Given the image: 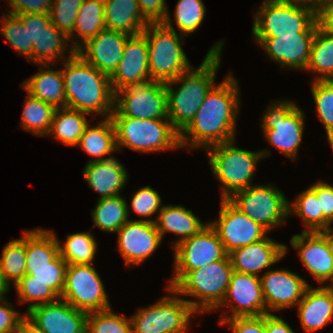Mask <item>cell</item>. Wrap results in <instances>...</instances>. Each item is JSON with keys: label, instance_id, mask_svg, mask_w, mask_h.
I'll use <instances>...</instances> for the list:
<instances>
[{"label": "cell", "instance_id": "obj_28", "mask_svg": "<svg viewBox=\"0 0 333 333\" xmlns=\"http://www.w3.org/2000/svg\"><path fill=\"white\" fill-rule=\"evenodd\" d=\"M157 231L163 240L166 233H174L180 237L173 242V247L179 242L197 234L207 223L193 214L192 210L181 205H163L155 219Z\"/></svg>", "mask_w": 333, "mask_h": 333}, {"label": "cell", "instance_id": "obj_50", "mask_svg": "<svg viewBox=\"0 0 333 333\" xmlns=\"http://www.w3.org/2000/svg\"><path fill=\"white\" fill-rule=\"evenodd\" d=\"M17 16L27 28L28 45H37L41 32L51 23L50 14L25 13Z\"/></svg>", "mask_w": 333, "mask_h": 333}, {"label": "cell", "instance_id": "obj_12", "mask_svg": "<svg viewBox=\"0 0 333 333\" xmlns=\"http://www.w3.org/2000/svg\"><path fill=\"white\" fill-rule=\"evenodd\" d=\"M174 273L167 287L172 288L188 271L224 259L228 253L215 229L207 223L197 234L173 247Z\"/></svg>", "mask_w": 333, "mask_h": 333}, {"label": "cell", "instance_id": "obj_31", "mask_svg": "<svg viewBox=\"0 0 333 333\" xmlns=\"http://www.w3.org/2000/svg\"><path fill=\"white\" fill-rule=\"evenodd\" d=\"M104 15V0H83L76 18L74 34L68 37L70 41V39H73V35H76L71 45L75 52L89 39L94 38L106 29Z\"/></svg>", "mask_w": 333, "mask_h": 333}, {"label": "cell", "instance_id": "obj_11", "mask_svg": "<svg viewBox=\"0 0 333 333\" xmlns=\"http://www.w3.org/2000/svg\"><path fill=\"white\" fill-rule=\"evenodd\" d=\"M239 211L271 231L281 226L289 215V201L273 185L254 184L237 191L228 199Z\"/></svg>", "mask_w": 333, "mask_h": 333}, {"label": "cell", "instance_id": "obj_59", "mask_svg": "<svg viewBox=\"0 0 333 333\" xmlns=\"http://www.w3.org/2000/svg\"><path fill=\"white\" fill-rule=\"evenodd\" d=\"M319 233L325 238L329 246L331 256L333 257V230L331 226H329L327 229L319 231Z\"/></svg>", "mask_w": 333, "mask_h": 333}, {"label": "cell", "instance_id": "obj_26", "mask_svg": "<svg viewBox=\"0 0 333 333\" xmlns=\"http://www.w3.org/2000/svg\"><path fill=\"white\" fill-rule=\"evenodd\" d=\"M127 169L116 157L89 162L83 168L84 180L88 186L99 193V198L117 196L128 181Z\"/></svg>", "mask_w": 333, "mask_h": 333}, {"label": "cell", "instance_id": "obj_51", "mask_svg": "<svg viewBox=\"0 0 333 333\" xmlns=\"http://www.w3.org/2000/svg\"><path fill=\"white\" fill-rule=\"evenodd\" d=\"M219 324H229L232 333H265V315L233 317L225 319Z\"/></svg>", "mask_w": 333, "mask_h": 333}, {"label": "cell", "instance_id": "obj_5", "mask_svg": "<svg viewBox=\"0 0 333 333\" xmlns=\"http://www.w3.org/2000/svg\"><path fill=\"white\" fill-rule=\"evenodd\" d=\"M205 151L215 178L223 186L221 199H229L237 191L253 186L256 165L270 154L267 149L250 151L237 148L235 140L210 146Z\"/></svg>", "mask_w": 333, "mask_h": 333}, {"label": "cell", "instance_id": "obj_3", "mask_svg": "<svg viewBox=\"0 0 333 333\" xmlns=\"http://www.w3.org/2000/svg\"><path fill=\"white\" fill-rule=\"evenodd\" d=\"M63 61L66 107L87 114L111 117L114 110L115 93L108 75L87 63L72 47ZM97 114V115H96ZM105 115V116H104Z\"/></svg>", "mask_w": 333, "mask_h": 333}, {"label": "cell", "instance_id": "obj_38", "mask_svg": "<svg viewBox=\"0 0 333 333\" xmlns=\"http://www.w3.org/2000/svg\"><path fill=\"white\" fill-rule=\"evenodd\" d=\"M61 246L59 253L69 264L87 265L92 264L97 250V242L91 232L68 234L66 241Z\"/></svg>", "mask_w": 333, "mask_h": 333}, {"label": "cell", "instance_id": "obj_40", "mask_svg": "<svg viewBox=\"0 0 333 333\" xmlns=\"http://www.w3.org/2000/svg\"><path fill=\"white\" fill-rule=\"evenodd\" d=\"M296 215L304 221L303 232L323 230V212L316 193L309 187L298 194L292 205L289 203V215Z\"/></svg>", "mask_w": 333, "mask_h": 333}, {"label": "cell", "instance_id": "obj_6", "mask_svg": "<svg viewBox=\"0 0 333 333\" xmlns=\"http://www.w3.org/2000/svg\"><path fill=\"white\" fill-rule=\"evenodd\" d=\"M233 267L229 254L222 260L188 271L173 287L178 294L196 297L187 300L198 315L213 312L223 302Z\"/></svg>", "mask_w": 333, "mask_h": 333}, {"label": "cell", "instance_id": "obj_34", "mask_svg": "<svg viewBox=\"0 0 333 333\" xmlns=\"http://www.w3.org/2000/svg\"><path fill=\"white\" fill-rule=\"evenodd\" d=\"M129 209L125 197L121 195L98 199L91 211L93 228L96 226L104 232L116 233L129 220Z\"/></svg>", "mask_w": 333, "mask_h": 333}, {"label": "cell", "instance_id": "obj_16", "mask_svg": "<svg viewBox=\"0 0 333 333\" xmlns=\"http://www.w3.org/2000/svg\"><path fill=\"white\" fill-rule=\"evenodd\" d=\"M226 306L231 308L232 314L221 313L219 323L233 317L269 314L264 302L260 276L233 271L225 298L216 311Z\"/></svg>", "mask_w": 333, "mask_h": 333}, {"label": "cell", "instance_id": "obj_41", "mask_svg": "<svg viewBox=\"0 0 333 333\" xmlns=\"http://www.w3.org/2000/svg\"><path fill=\"white\" fill-rule=\"evenodd\" d=\"M67 262L59 254L49 267L26 268V274L18 282L45 283L59 297L65 285V273Z\"/></svg>", "mask_w": 333, "mask_h": 333}, {"label": "cell", "instance_id": "obj_9", "mask_svg": "<svg viewBox=\"0 0 333 333\" xmlns=\"http://www.w3.org/2000/svg\"><path fill=\"white\" fill-rule=\"evenodd\" d=\"M305 113L289 100L270 103L262 117L264 139L283 155L296 160L302 142Z\"/></svg>", "mask_w": 333, "mask_h": 333}, {"label": "cell", "instance_id": "obj_14", "mask_svg": "<svg viewBox=\"0 0 333 333\" xmlns=\"http://www.w3.org/2000/svg\"><path fill=\"white\" fill-rule=\"evenodd\" d=\"M92 265H67L65 285L60 296L76 309L86 313L111 308L102 279Z\"/></svg>", "mask_w": 333, "mask_h": 333}, {"label": "cell", "instance_id": "obj_2", "mask_svg": "<svg viewBox=\"0 0 333 333\" xmlns=\"http://www.w3.org/2000/svg\"><path fill=\"white\" fill-rule=\"evenodd\" d=\"M222 48L223 41L215 43L197 69L192 66L175 80L165 83L168 119L179 134L190 124L216 85L215 75L221 64ZM177 84H180L179 88ZM173 85H177V89H173Z\"/></svg>", "mask_w": 333, "mask_h": 333}, {"label": "cell", "instance_id": "obj_36", "mask_svg": "<svg viewBox=\"0 0 333 333\" xmlns=\"http://www.w3.org/2000/svg\"><path fill=\"white\" fill-rule=\"evenodd\" d=\"M305 71L318 75L313 80H333V35L321 31L318 27Z\"/></svg>", "mask_w": 333, "mask_h": 333}, {"label": "cell", "instance_id": "obj_10", "mask_svg": "<svg viewBox=\"0 0 333 333\" xmlns=\"http://www.w3.org/2000/svg\"><path fill=\"white\" fill-rule=\"evenodd\" d=\"M165 288L173 295L164 296L155 304L140 308L130 317L133 333H186L190 319L197 312L186 298L170 287Z\"/></svg>", "mask_w": 333, "mask_h": 333}, {"label": "cell", "instance_id": "obj_55", "mask_svg": "<svg viewBox=\"0 0 333 333\" xmlns=\"http://www.w3.org/2000/svg\"><path fill=\"white\" fill-rule=\"evenodd\" d=\"M318 28L330 35H333V1L325 2L316 13Z\"/></svg>", "mask_w": 333, "mask_h": 333}, {"label": "cell", "instance_id": "obj_8", "mask_svg": "<svg viewBox=\"0 0 333 333\" xmlns=\"http://www.w3.org/2000/svg\"><path fill=\"white\" fill-rule=\"evenodd\" d=\"M254 17L253 37H277L301 32H316V14L285 0H264Z\"/></svg>", "mask_w": 333, "mask_h": 333}, {"label": "cell", "instance_id": "obj_23", "mask_svg": "<svg viewBox=\"0 0 333 333\" xmlns=\"http://www.w3.org/2000/svg\"><path fill=\"white\" fill-rule=\"evenodd\" d=\"M129 37L125 33L105 29L94 38L89 39L76 53L87 63L110 77L123 56Z\"/></svg>", "mask_w": 333, "mask_h": 333}, {"label": "cell", "instance_id": "obj_4", "mask_svg": "<svg viewBox=\"0 0 333 333\" xmlns=\"http://www.w3.org/2000/svg\"><path fill=\"white\" fill-rule=\"evenodd\" d=\"M172 21L168 11L162 23H149L142 32L148 42V65L152 81H173L192 67L181 46L184 35L177 34Z\"/></svg>", "mask_w": 333, "mask_h": 333}, {"label": "cell", "instance_id": "obj_29", "mask_svg": "<svg viewBox=\"0 0 333 333\" xmlns=\"http://www.w3.org/2000/svg\"><path fill=\"white\" fill-rule=\"evenodd\" d=\"M106 29L129 36L141 34L149 22L143 17L137 0H104Z\"/></svg>", "mask_w": 333, "mask_h": 333}, {"label": "cell", "instance_id": "obj_25", "mask_svg": "<svg viewBox=\"0 0 333 333\" xmlns=\"http://www.w3.org/2000/svg\"><path fill=\"white\" fill-rule=\"evenodd\" d=\"M298 317L306 333L325 327L333 319V290L330 286H309L297 304Z\"/></svg>", "mask_w": 333, "mask_h": 333}, {"label": "cell", "instance_id": "obj_7", "mask_svg": "<svg viewBox=\"0 0 333 333\" xmlns=\"http://www.w3.org/2000/svg\"><path fill=\"white\" fill-rule=\"evenodd\" d=\"M116 130L117 151L128 147L139 153L180 149L179 133L169 119H136L111 116Z\"/></svg>", "mask_w": 333, "mask_h": 333}, {"label": "cell", "instance_id": "obj_33", "mask_svg": "<svg viewBox=\"0 0 333 333\" xmlns=\"http://www.w3.org/2000/svg\"><path fill=\"white\" fill-rule=\"evenodd\" d=\"M85 115L87 113L67 107L56 108L47 137L53 135L54 139L64 145L77 146L90 123Z\"/></svg>", "mask_w": 333, "mask_h": 333}, {"label": "cell", "instance_id": "obj_57", "mask_svg": "<svg viewBox=\"0 0 333 333\" xmlns=\"http://www.w3.org/2000/svg\"><path fill=\"white\" fill-rule=\"evenodd\" d=\"M15 333H44L31 320L24 316L18 323Z\"/></svg>", "mask_w": 333, "mask_h": 333}, {"label": "cell", "instance_id": "obj_42", "mask_svg": "<svg viewBox=\"0 0 333 333\" xmlns=\"http://www.w3.org/2000/svg\"><path fill=\"white\" fill-rule=\"evenodd\" d=\"M86 333H133L130 318L117 315L112 307L87 314Z\"/></svg>", "mask_w": 333, "mask_h": 333}, {"label": "cell", "instance_id": "obj_37", "mask_svg": "<svg viewBox=\"0 0 333 333\" xmlns=\"http://www.w3.org/2000/svg\"><path fill=\"white\" fill-rule=\"evenodd\" d=\"M56 108L27 93L21 116V129L38 136H47Z\"/></svg>", "mask_w": 333, "mask_h": 333}, {"label": "cell", "instance_id": "obj_35", "mask_svg": "<svg viewBox=\"0 0 333 333\" xmlns=\"http://www.w3.org/2000/svg\"><path fill=\"white\" fill-rule=\"evenodd\" d=\"M68 41V37L51 22L41 32L37 45L32 46V63L51 64L57 59L58 62L59 59L64 61L67 59L64 53L70 47Z\"/></svg>", "mask_w": 333, "mask_h": 333}, {"label": "cell", "instance_id": "obj_47", "mask_svg": "<svg viewBox=\"0 0 333 333\" xmlns=\"http://www.w3.org/2000/svg\"><path fill=\"white\" fill-rule=\"evenodd\" d=\"M18 301L31 303L27 311L34 306L57 301L60 297L45 283L40 282H17L15 284Z\"/></svg>", "mask_w": 333, "mask_h": 333}, {"label": "cell", "instance_id": "obj_30", "mask_svg": "<svg viewBox=\"0 0 333 333\" xmlns=\"http://www.w3.org/2000/svg\"><path fill=\"white\" fill-rule=\"evenodd\" d=\"M77 146L93 156L88 163L113 158L104 157L117 151L116 130L111 117L100 120L94 127L88 124Z\"/></svg>", "mask_w": 333, "mask_h": 333}, {"label": "cell", "instance_id": "obj_61", "mask_svg": "<svg viewBox=\"0 0 333 333\" xmlns=\"http://www.w3.org/2000/svg\"><path fill=\"white\" fill-rule=\"evenodd\" d=\"M330 147L333 149V132L327 137Z\"/></svg>", "mask_w": 333, "mask_h": 333}, {"label": "cell", "instance_id": "obj_19", "mask_svg": "<svg viewBox=\"0 0 333 333\" xmlns=\"http://www.w3.org/2000/svg\"><path fill=\"white\" fill-rule=\"evenodd\" d=\"M260 280L268 313L297 306L310 286L302 277L287 269H267L260 275Z\"/></svg>", "mask_w": 333, "mask_h": 333}, {"label": "cell", "instance_id": "obj_56", "mask_svg": "<svg viewBox=\"0 0 333 333\" xmlns=\"http://www.w3.org/2000/svg\"><path fill=\"white\" fill-rule=\"evenodd\" d=\"M265 333H295L282 318L269 313L265 314Z\"/></svg>", "mask_w": 333, "mask_h": 333}, {"label": "cell", "instance_id": "obj_1", "mask_svg": "<svg viewBox=\"0 0 333 333\" xmlns=\"http://www.w3.org/2000/svg\"><path fill=\"white\" fill-rule=\"evenodd\" d=\"M239 96L238 81L230 73L211 89L193 120L179 134L180 147H189L191 152L236 140Z\"/></svg>", "mask_w": 333, "mask_h": 333}, {"label": "cell", "instance_id": "obj_60", "mask_svg": "<svg viewBox=\"0 0 333 333\" xmlns=\"http://www.w3.org/2000/svg\"><path fill=\"white\" fill-rule=\"evenodd\" d=\"M10 290V286L4 280L1 264H0V298H3L6 293Z\"/></svg>", "mask_w": 333, "mask_h": 333}, {"label": "cell", "instance_id": "obj_27", "mask_svg": "<svg viewBox=\"0 0 333 333\" xmlns=\"http://www.w3.org/2000/svg\"><path fill=\"white\" fill-rule=\"evenodd\" d=\"M39 72L26 79L21 87L32 97L55 108L66 107V95L61 70L50 69L51 64H38Z\"/></svg>", "mask_w": 333, "mask_h": 333}, {"label": "cell", "instance_id": "obj_13", "mask_svg": "<svg viewBox=\"0 0 333 333\" xmlns=\"http://www.w3.org/2000/svg\"><path fill=\"white\" fill-rule=\"evenodd\" d=\"M111 116L168 119L165 83L146 81L116 91Z\"/></svg>", "mask_w": 333, "mask_h": 333}, {"label": "cell", "instance_id": "obj_46", "mask_svg": "<svg viewBox=\"0 0 333 333\" xmlns=\"http://www.w3.org/2000/svg\"><path fill=\"white\" fill-rule=\"evenodd\" d=\"M83 0H53L51 22L67 37L73 34L76 18Z\"/></svg>", "mask_w": 333, "mask_h": 333}, {"label": "cell", "instance_id": "obj_22", "mask_svg": "<svg viewBox=\"0 0 333 333\" xmlns=\"http://www.w3.org/2000/svg\"><path fill=\"white\" fill-rule=\"evenodd\" d=\"M290 245L298 250L299 258L320 284H333V257L325 238L319 232H303L291 237Z\"/></svg>", "mask_w": 333, "mask_h": 333}, {"label": "cell", "instance_id": "obj_49", "mask_svg": "<svg viewBox=\"0 0 333 333\" xmlns=\"http://www.w3.org/2000/svg\"><path fill=\"white\" fill-rule=\"evenodd\" d=\"M317 195L323 212V230L333 224V186L325 181H318L309 186Z\"/></svg>", "mask_w": 333, "mask_h": 333}, {"label": "cell", "instance_id": "obj_43", "mask_svg": "<svg viewBox=\"0 0 333 333\" xmlns=\"http://www.w3.org/2000/svg\"><path fill=\"white\" fill-rule=\"evenodd\" d=\"M206 7L202 0H178L174 20L179 34L188 36L195 32L204 20Z\"/></svg>", "mask_w": 333, "mask_h": 333}, {"label": "cell", "instance_id": "obj_44", "mask_svg": "<svg viewBox=\"0 0 333 333\" xmlns=\"http://www.w3.org/2000/svg\"><path fill=\"white\" fill-rule=\"evenodd\" d=\"M316 114L325 126L327 137L333 132V80H314L311 84Z\"/></svg>", "mask_w": 333, "mask_h": 333}, {"label": "cell", "instance_id": "obj_18", "mask_svg": "<svg viewBox=\"0 0 333 333\" xmlns=\"http://www.w3.org/2000/svg\"><path fill=\"white\" fill-rule=\"evenodd\" d=\"M25 316L44 333H86L87 314L59 298L32 307Z\"/></svg>", "mask_w": 333, "mask_h": 333}, {"label": "cell", "instance_id": "obj_52", "mask_svg": "<svg viewBox=\"0 0 333 333\" xmlns=\"http://www.w3.org/2000/svg\"><path fill=\"white\" fill-rule=\"evenodd\" d=\"M11 14L42 13L50 14L53 0H7Z\"/></svg>", "mask_w": 333, "mask_h": 333}, {"label": "cell", "instance_id": "obj_53", "mask_svg": "<svg viewBox=\"0 0 333 333\" xmlns=\"http://www.w3.org/2000/svg\"><path fill=\"white\" fill-rule=\"evenodd\" d=\"M25 316L20 315L11 303L6 299V295L0 298V333H15L19 321Z\"/></svg>", "mask_w": 333, "mask_h": 333}, {"label": "cell", "instance_id": "obj_45", "mask_svg": "<svg viewBox=\"0 0 333 333\" xmlns=\"http://www.w3.org/2000/svg\"><path fill=\"white\" fill-rule=\"evenodd\" d=\"M3 14L4 18H2V23L0 24L2 35L15 51L32 62L33 45H28L27 28H25L22 20L16 14L7 13L6 15L4 12Z\"/></svg>", "mask_w": 333, "mask_h": 333}, {"label": "cell", "instance_id": "obj_54", "mask_svg": "<svg viewBox=\"0 0 333 333\" xmlns=\"http://www.w3.org/2000/svg\"><path fill=\"white\" fill-rule=\"evenodd\" d=\"M143 17L149 23H162L169 10L165 0H137Z\"/></svg>", "mask_w": 333, "mask_h": 333}, {"label": "cell", "instance_id": "obj_39", "mask_svg": "<svg viewBox=\"0 0 333 333\" xmlns=\"http://www.w3.org/2000/svg\"><path fill=\"white\" fill-rule=\"evenodd\" d=\"M4 280L14 285L26 274V230L22 238L8 242L0 257Z\"/></svg>", "mask_w": 333, "mask_h": 333}, {"label": "cell", "instance_id": "obj_17", "mask_svg": "<svg viewBox=\"0 0 333 333\" xmlns=\"http://www.w3.org/2000/svg\"><path fill=\"white\" fill-rule=\"evenodd\" d=\"M116 234H118L117 248L127 267L140 265L162 242L155 219H129Z\"/></svg>", "mask_w": 333, "mask_h": 333}, {"label": "cell", "instance_id": "obj_24", "mask_svg": "<svg viewBox=\"0 0 333 333\" xmlns=\"http://www.w3.org/2000/svg\"><path fill=\"white\" fill-rule=\"evenodd\" d=\"M287 246L266 237L248 246L229 253L233 270L240 273L259 275L263 269L280 261L287 253Z\"/></svg>", "mask_w": 333, "mask_h": 333}, {"label": "cell", "instance_id": "obj_58", "mask_svg": "<svg viewBox=\"0 0 333 333\" xmlns=\"http://www.w3.org/2000/svg\"><path fill=\"white\" fill-rule=\"evenodd\" d=\"M290 4L311 9L315 14L321 9L325 3L323 0H285Z\"/></svg>", "mask_w": 333, "mask_h": 333}, {"label": "cell", "instance_id": "obj_20", "mask_svg": "<svg viewBox=\"0 0 333 333\" xmlns=\"http://www.w3.org/2000/svg\"><path fill=\"white\" fill-rule=\"evenodd\" d=\"M316 32L280 35L277 37H254L271 61L281 68L305 71L309 63L312 43Z\"/></svg>", "mask_w": 333, "mask_h": 333}, {"label": "cell", "instance_id": "obj_32", "mask_svg": "<svg viewBox=\"0 0 333 333\" xmlns=\"http://www.w3.org/2000/svg\"><path fill=\"white\" fill-rule=\"evenodd\" d=\"M59 254V241L54 231L26 230V268L49 267Z\"/></svg>", "mask_w": 333, "mask_h": 333}, {"label": "cell", "instance_id": "obj_48", "mask_svg": "<svg viewBox=\"0 0 333 333\" xmlns=\"http://www.w3.org/2000/svg\"><path fill=\"white\" fill-rule=\"evenodd\" d=\"M162 206L160 195L148 185L134 192L130 207L140 217H151L155 213L158 216Z\"/></svg>", "mask_w": 333, "mask_h": 333}, {"label": "cell", "instance_id": "obj_15", "mask_svg": "<svg viewBox=\"0 0 333 333\" xmlns=\"http://www.w3.org/2000/svg\"><path fill=\"white\" fill-rule=\"evenodd\" d=\"M209 224L217 232L228 254L266 238L269 232L239 211L228 199H221L218 220L209 221Z\"/></svg>", "mask_w": 333, "mask_h": 333}, {"label": "cell", "instance_id": "obj_21", "mask_svg": "<svg viewBox=\"0 0 333 333\" xmlns=\"http://www.w3.org/2000/svg\"><path fill=\"white\" fill-rule=\"evenodd\" d=\"M148 42L141 33L130 36L125 44L123 56L109 77L114 93L123 88L146 81H152L148 65Z\"/></svg>", "mask_w": 333, "mask_h": 333}]
</instances>
